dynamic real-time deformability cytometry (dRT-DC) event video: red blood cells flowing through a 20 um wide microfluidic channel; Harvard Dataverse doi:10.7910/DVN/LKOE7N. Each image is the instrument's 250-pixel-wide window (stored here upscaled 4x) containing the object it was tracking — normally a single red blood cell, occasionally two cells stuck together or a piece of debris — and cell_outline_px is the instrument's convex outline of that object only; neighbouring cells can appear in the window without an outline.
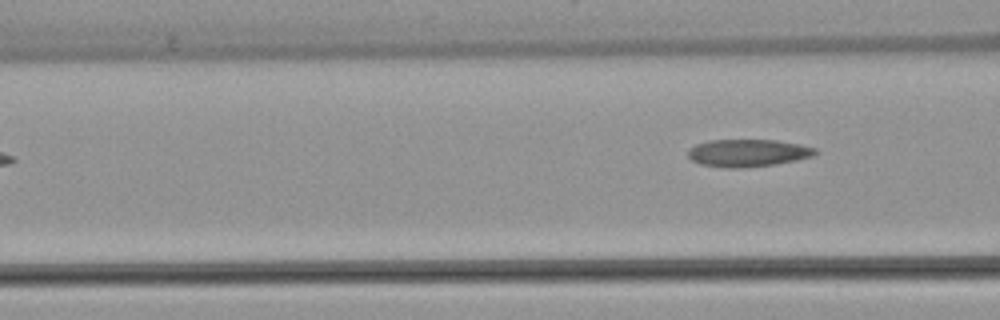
{"species": "common noctule bat (a hibernating species)", "species_latin": "Nyctalus noctula", "temperature_condition": "warm", "stored_images_in_passage": 4, "camera_frame_rate_fps": 3000, "um_per_image_px": 0.085, "animal": {"sex": "female", "body_mass_g": 22.7, "forearm_length_mm": 54.2}, "frame": {"image": 1, "passage_image": 4, "time_ms": 4.667, "image_size_px": [1000, 320], "cell_outline_px": [[820, 152], [812, 156], [796, 160], [772, 164], [744, 168], [724, 168], [700, 164], [692, 160], [688, 156], [688, 148], [696, 144], [708, 140], [776, 140], [800, 144], [816, 148]], "centroid_in_image_um": [63.55, 13.0], "position_along_channel_um": 103.0, "area_um2": 20.46}}